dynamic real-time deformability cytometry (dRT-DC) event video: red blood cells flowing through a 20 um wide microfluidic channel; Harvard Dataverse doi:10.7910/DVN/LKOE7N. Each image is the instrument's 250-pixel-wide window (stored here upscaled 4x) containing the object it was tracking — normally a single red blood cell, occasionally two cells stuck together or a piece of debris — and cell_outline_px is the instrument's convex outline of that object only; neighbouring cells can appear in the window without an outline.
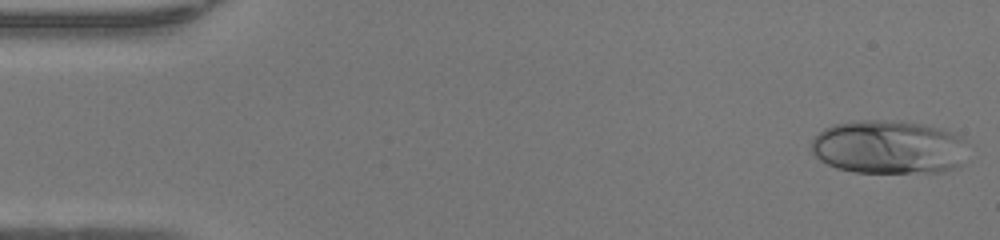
{"species": "human", "species_latin": "Homo sapiens", "temperature_condition": "warm", "stored_images_in_passage": 47, "camera_frame_rate_fps": 3000, "um_per_image_px": 0.085, "donor": {"sex": "female"}, "frame": {"image": 1, "passage_image": 1, "time_ms": 0.0, "image_size_px": [1000, 240], "cell_outline_px": [[964, 140], [960, 164], [956, 168], [944, 172], [852, 172], [836, 168], [820, 160], [812, 152], [812, 140], [824, 128], [832, 124], [852, 120], [900, 120], [940, 128], [952, 132], [960, 136]], "centroid_in_image_um": [75.48, 12.49], "position_along_channel_um": 9.5, "area_um2": 48.9}}
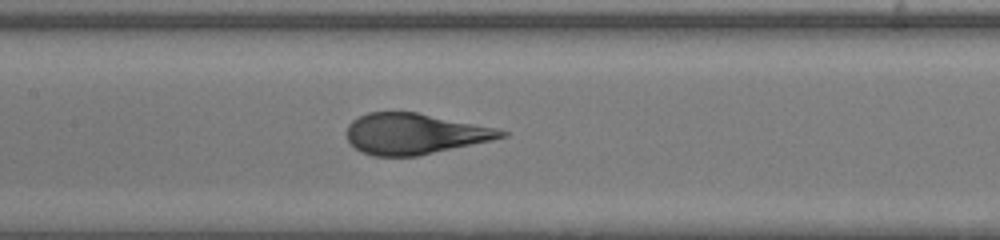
{"frame": {"image": 2, "passage_image": 22, "time_ms": 7.0, "image_size_px": [1000, 240], "cell_outline_px": [[508, 136], [492, 140], [416, 156], [372, 156], [356, 148], [348, 140], [348, 124], [352, 120], [368, 112], [416, 112], [496, 128], [508, 132]], "centroid_in_image_um": [35.24, 11.37], "position_along_channel_um": 172.2, "area_um2": 36.3}}
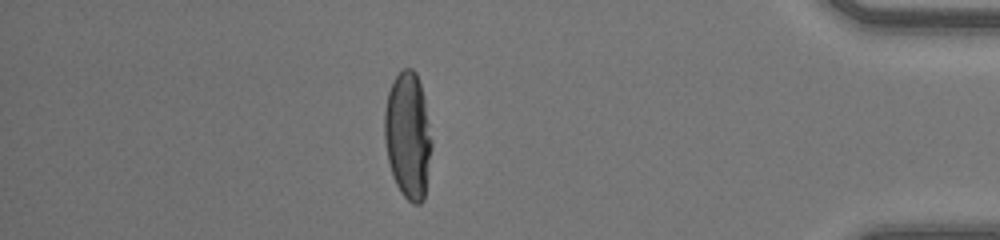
{"frame": {"image": 3, "passage_image": 41, "time_ms": 13.333, "image_size_px": [1000, 240], "cell_outline_px": [[432, 148], [424, 200], [420, 204], [412, 204], [400, 192], [392, 176], [388, 160], [384, 140], [384, 112], [388, 92], [396, 76], [404, 68], [412, 68], [416, 72], [420, 84], [424, 100], [432, 140]], "centroid_in_image_um": [34.67, 11.56], "position_along_channel_um": 400.5, "area_um2": 34.91}, "authors_computed_cell_mechanics": {"area_um2": 38.5526, "velocity_mm_per_s": 4.2833, "shape_relaxation_time_tau1_ms": 5.0857, "shape_relaxation_time_tau2_ms": null, "deformation_change_tau1": 0.2843, "deformation_change_tau2": null}}